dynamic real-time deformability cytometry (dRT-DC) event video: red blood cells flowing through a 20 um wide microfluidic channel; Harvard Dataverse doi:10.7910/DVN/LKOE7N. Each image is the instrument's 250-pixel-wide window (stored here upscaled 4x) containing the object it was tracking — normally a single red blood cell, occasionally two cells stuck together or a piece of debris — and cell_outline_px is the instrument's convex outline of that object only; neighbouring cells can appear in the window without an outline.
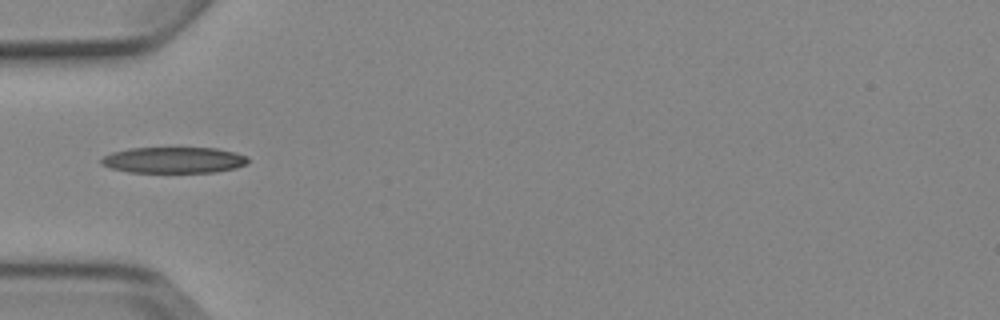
{"species": "Egyptian fruit bat (a non-hibernating species)", "species_latin": "Rousettus aegyptiacus", "temperature_condition": "cold", "stored_images_in_passage": 1, "camera_frame_rate_fps": 3000, "um_per_image_px": 0.085, "animal": {"sex": "female"}, "frame": {"image": 1, "passage_image": 1, "time_ms": 0.0, "image_size_px": [1000, 320], "cell_outline_px": [[248, 160], [244, 164], [236, 168], [216, 172], [128, 172], [112, 168], [100, 164], [100, 160], [104, 156], [112, 152], [132, 148], [216, 148], [236, 152], [248, 156]], "centroid_in_image_um": [14.78, 13.6], "position_along_channel_um": 70.2, "area_um2": 22.25}}